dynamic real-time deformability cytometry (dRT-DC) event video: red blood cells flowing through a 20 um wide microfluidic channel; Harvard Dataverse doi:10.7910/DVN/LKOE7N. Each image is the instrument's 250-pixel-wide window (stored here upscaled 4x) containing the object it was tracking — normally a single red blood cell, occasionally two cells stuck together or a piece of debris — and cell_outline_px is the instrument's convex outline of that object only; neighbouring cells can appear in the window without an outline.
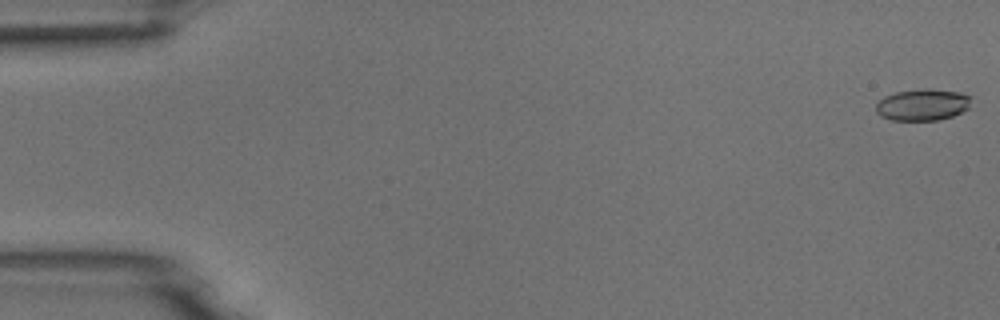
{"species": "common noctule bat (a hibernating species)", "species_latin": "Nyctalus noctula", "temperature_condition": "room temperature", "stored_images_in_passage": 5, "camera_frame_rate_fps": 3000, "um_per_image_px": 0.085, "animal": {"sex": "male", "body_mass_g": 18.8}, "frame": {"image": 1, "passage_image": 1, "time_ms": 0.0, "image_size_px": [1000, 320], "cell_outline_px": [[968, 108], [952, 116], [936, 120], [892, 120], [880, 116], [876, 112], [876, 104], [884, 96], [896, 92], [924, 88], [928, 88], [960, 92], [968, 96]], "centroid_in_image_um": [78.36, 8.9], "position_along_channel_um": 6.6, "area_um2": 17.34}}
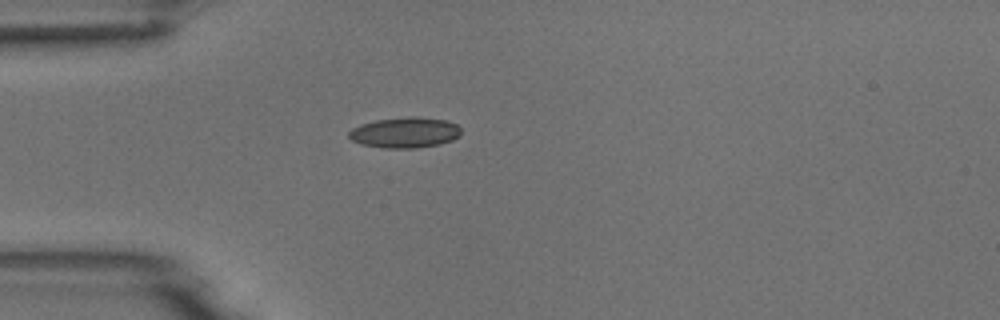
{"frame": {"image": 2, "passage_image": 5, "time_ms": 4.667, "image_size_px": [1000, 320], "cell_outline_px": [[460, 136], [452, 140], [440, 144], [416, 148], [384, 148], [360, 144], [352, 140], [348, 136], [348, 132], [352, 128], [360, 124], [376, 120], [408, 116], [416, 116], [448, 120], [456, 124], [460, 128]], "centroid_in_image_um": [34.42, 11.26], "position_along_channel_um": 50.6, "area_um2": 20.23}}